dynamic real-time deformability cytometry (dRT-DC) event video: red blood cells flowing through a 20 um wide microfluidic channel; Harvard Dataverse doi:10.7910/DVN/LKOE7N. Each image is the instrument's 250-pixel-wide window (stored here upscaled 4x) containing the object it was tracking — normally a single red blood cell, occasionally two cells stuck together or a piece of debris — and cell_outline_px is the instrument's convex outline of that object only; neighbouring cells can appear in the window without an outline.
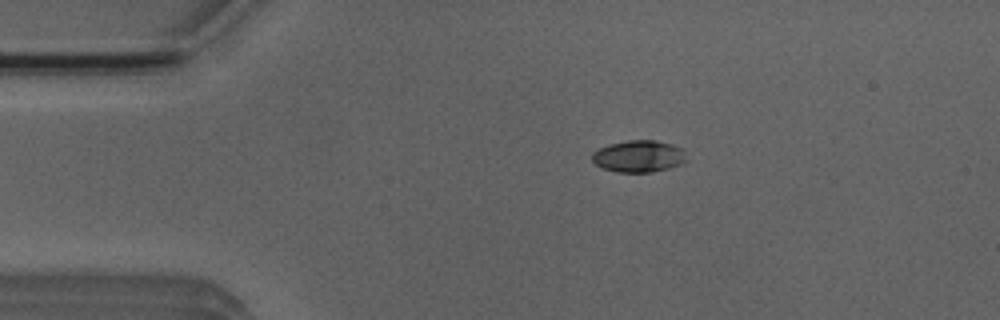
{"species": "Egyptian fruit bat (a non-hibernating species)", "species_latin": "Rousettus aegyptiacus", "temperature_condition": "room temperature", "stored_images_in_passage": 3, "camera_frame_rate_fps": 3000, "um_per_image_px": 0.085, "animal": {"sex": "male"}, "frame": {"image": 1, "passage_image": 1, "time_ms": 0.0, "image_size_px": [1000, 320], "cell_outline_px": [[684, 164], [652, 172], [616, 172], [600, 168], [592, 160], [592, 152], [608, 144], [628, 140], [656, 140], [672, 144], [684, 148]], "centroid_in_image_um": [54.28, 13.28], "position_along_channel_um": 30.7, "area_um2": 17.69}}